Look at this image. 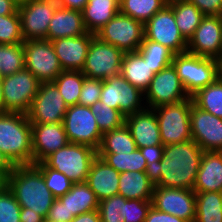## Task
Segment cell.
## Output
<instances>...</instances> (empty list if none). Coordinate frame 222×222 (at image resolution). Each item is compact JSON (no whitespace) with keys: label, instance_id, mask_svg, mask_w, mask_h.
<instances>
[{"label":"cell","instance_id":"1","mask_svg":"<svg viewBox=\"0 0 222 222\" xmlns=\"http://www.w3.org/2000/svg\"><path fill=\"white\" fill-rule=\"evenodd\" d=\"M203 152L194 140L165 145L161 161L151 171L154 185L193 190Z\"/></svg>","mask_w":222,"mask_h":222},{"label":"cell","instance_id":"2","mask_svg":"<svg viewBox=\"0 0 222 222\" xmlns=\"http://www.w3.org/2000/svg\"><path fill=\"white\" fill-rule=\"evenodd\" d=\"M7 187L14 194L21 208L47 218L56 199L45 184L41 170L35 164L16 165L7 176Z\"/></svg>","mask_w":222,"mask_h":222},{"label":"cell","instance_id":"3","mask_svg":"<svg viewBox=\"0 0 222 222\" xmlns=\"http://www.w3.org/2000/svg\"><path fill=\"white\" fill-rule=\"evenodd\" d=\"M31 138L26 114L0 112V150L14 166L33 164Z\"/></svg>","mask_w":222,"mask_h":222},{"label":"cell","instance_id":"4","mask_svg":"<svg viewBox=\"0 0 222 222\" xmlns=\"http://www.w3.org/2000/svg\"><path fill=\"white\" fill-rule=\"evenodd\" d=\"M96 157V149L69 142L42 162L47 167L63 173L73 183H79L86 182L87 175Z\"/></svg>","mask_w":222,"mask_h":222},{"label":"cell","instance_id":"5","mask_svg":"<svg viewBox=\"0 0 222 222\" xmlns=\"http://www.w3.org/2000/svg\"><path fill=\"white\" fill-rule=\"evenodd\" d=\"M172 64L190 97L219 77L218 61L214 58L184 52L175 54Z\"/></svg>","mask_w":222,"mask_h":222},{"label":"cell","instance_id":"6","mask_svg":"<svg viewBox=\"0 0 222 222\" xmlns=\"http://www.w3.org/2000/svg\"><path fill=\"white\" fill-rule=\"evenodd\" d=\"M192 102V98H189L154 108L164 146L192 140L190 126Z\"/></svg>","mask_w":222,"mask_h":222},{"label":"cell","instance_id":"7","mask_svg":"<svg viewBox=\"0 0 222 222\" xmlns=\"http://www.w3.org/2000/svg\"><path fill=\"white\" fill-rule=\"evenodd\" d=\"M40 83L34 74L26 68L12 75L4 76L2 112L27 115Z\"/></svg>","mask_w":222,"mask_h":222},{"label":"cell","instance_id":"8","mask_svg":"<svg viewBox=\"0 0 222 222\" xmlns=\"http://www.w3.org/2000/svg\"><path fill=\"white\" fill-rule=\"evenodd\" d=\"M104 43L125 52H136L145 37L144 24L118 12L107 24L95 33Z\"/></svg>","mask_w":222,"mask_h":222},{"label":"cell","instance_id":"9","mask_svg":"<svg viewBox=\"0 0 222 222\" xmlns=\"http://www.w3.org/2000/svg\"><path fill=\"white\" fill-rule=\"evenodd\" d=\"M144 100V93L121 74L102 80L100 102L120 111L125 117L145 109Z\"/></svg>","mask_w":222,"mask_h":222},{"label":"cell","instance_id":"10","mask_svg":"<svg viewBox=\"0 0 222 222\" xmlns=\"http://www.w3.org/2000/svg\"><path fill=\"white\" fill-rule=\"evenodd\" d=\"M62 124L70 143L99 149L103 134L90 107L80 104L68 107Z\"/></svg>","mask_w":222,"mask_h":222},{"label":"cell","instance_id":"11","mask_svg":"<svg viewBox=\"0 0 222 222\" xmlns=\"http://www.w3.org/2000/svg\"><path fill=\"white\" fill-rule=\"evenodd\" d=\"M124 52L104 43L96 36L92 39L82 73L91 79L106 80L120 74Z\"/></svg>","mask_w":222,"mask_h":222},{"label":"cell","instance_id":"12","mask_svg":"<svg viewBox=\"0 0 222 222\" xmlns=\"http://www.w3.org/2000/svg\"><path fill=\"white\" fill-rule=\"evenodd\" d=\"M25 68L40 82H53L63 71L51 41L27 40L23 43Z\"/></svg>","mask_w":222,"mask_h":222},{"label":"cell","instance_id":"13","mask_svg":"<svg viewBox=\"0 0 222 222\" xmlns=\"http://www.w3.org/2000/svg\"><path fill=\"white\" fill-rule=\"evenodd\" d=\"M189 98L173 64L155 73L144 93L146 107L152 109Z\"/></svg>","mask_w":222,"mask_h":222},{"label":"cell","instance_id":"14","mask_svg":"<svg viewBox=\"0 0 222 222\" xmlns=\"http://www.w3.org/2000/svg\"><path fill=\"white\" fill-rule=\"evenodd\" d=\"M144 30L146 39L162 44L174 54L187 52L188 41L180 33L168 4L144 24Z\"/></svg>","mask_w":222,"mask_h":222},{"label":"cell","instance_id":"15","mask_svg":"<svg viewBox=\"0 0 222 222\" xmlns=\"http://www.w3.org/2000/svg\"><path fill=\"white\" fill-rule=\"evenodd\" d=\"M68 106L53 82H41L27 113L31 124L62 123Z\"/></svg>","mask_w":222,"mask_h":222},{"label":"cell","instance_id":"16","mask_svg":"<svg viewBox=\"0 0 222 222\" xmlns=\"http://www.w3.org/2000/svg\"><path fill=\"white\" fill-rule=\"evenodd\" d=\"M57 7L56 0H30L18 6L24 41L46 39L49 23Z\"/></svg>","mask_w":222,"mask_h":222},{"label":"cell","instance_id":"17","mask_svg":"<svg viewBox=\"0 0 222 222\" xmlns=\"http://www.w3.org/2000/svg\"><path fill=\"white\" fill-rule=\"evenodd\" d=\"M152 206L188 222L196 217V195L191 189L154 186Z\"/></svg>","mask_w":222,"mask_h":222},{"label":"cell","instance_id":"18","mask_svg":"<svg viewBox=\"0 0 222 222\" xmlns=\"http://www.w3.org/2000/svg\"><path fill=\"white\" fill-rule=\"evenodd\" d=\"M190 126L192 140L203 151H222V118L200 109L192 102Z\"/></svg>","mask_w":222,"mask_h":222},{"label":"cell","instance_id":"19","mask_svg":"<svg viewBox=\"0 0 222 222\" xmlns=\"http://www.w3.org/2000/svg\"><path fill=\"white\" fill-rule=\"evenodd\" d=\"M222 16H205L189 39L187 52L201 57L220 59Z\"/></svg>","mask_w":222,"mask_h":222},{"label":"cell","instance_id":"20","mask_svg":"<svg viewBox=\"0 0 222 222\" xmlns=\"http://www.w3.org/2000/svg\"><path fill=\"white\" fill-rule=\"evenodd\" d=\"M94 37L95 34L88 32L51 41L63 71H82L89 45Z\"/></svg>","mask_w":222,"mask_h":222},{"label":"cell","instance_id":"21","mask_svg":"<svg viewBox=\"0 0 222 222\" xmlns=\"http://www.w3.org/2000/svg\"><path fill=\"white\" fill-rule=\"evenodd\" d=\"M33 164L42 162L69 143L62 123L31 124Z\"/></svg>","mask_w":222,"mask_h":222},{"label":"cell","instance_id":"22","mask_svg":"<svg viewBox=\"0 0 222 222\" xmlns=\"http://www.w3.org/2000/svg\"><path fill=\"white\" fill-rule=\"evenodd\" d=\"M125 124L129 128L137 148L163 145L154 109L146 107L142 111L127 115Z\"/></svg>","mask_w":222,"mask_h":222},{"label":"cell","instance_id":"23","mask_svg":"<svg viewBox=\"0 0 222 222\" xmlns=\"http://www.w3.org/2000/svg\"><path fill=\"white\" fill-rule=\"evenodd\" d=\"M119 177L120 173L97 155L87 175L86 183L100 202L118 195Z\"/></svg>","mask_w":222,"mask_h":222},{"label":"cell","instance_id":"24","mask_svg":"<svg viewBox=\"0 0 222 222\" xmlns=\"http://www.w3.org/2000/svg\"><path fill=\"white\" fill-rule=\"evenodd\" d=\"M88 33L82 11L58 6L49 23L46 40L80 36Z\"/></svg>","mask_w":222,"mask_h":222},{"label":"cell","instance_id":"25","mask_svg":"<svg viewBox=\"0 0 222 222\" xmlns=\"http://www.w3.org/2000/svg\"><path fill=\"white\" fill-rule=\"evenodd\" d=\"M194 192H222V151H204Z\"/></svg>","mask_w":222,"mask_h":222},{"label":"cell","instance_id":"26","mask_svg":"<svg viewBox=\"0 0 222 222\" xmlns=\"http://www.w3.org/2000/svg\"><path fill=\"white\" fill-rule=\"evenodd\" d=\"M118 185V195L125 199L152 200L155 185L151 172H121Z\"/></svg>","mask_w":222,"mask_h":222},{"label":"cell","instance_id":"27","mask_svg":"<svg viewBox=\"0 0 222 222\" xmlns=\"http://www.w3.org/2000/svg\"><path fill=\"white\" fill-rule=\"evenodd\" d=\"M120 74L143 93L155 75L151 66L138 51L124 53Z\"/></svg>","mask_w":222,"mask_h":222},{"label":"cell","instance_id":"28","mask_svg":"<svg viewBox=\"0 0 222 222\" xmlns=\"http://www.w3.org/2000/svg\"><path fill=\"white\" fill-rule=\"evenodd\" d=\"M120 0H88L82 10L88 32L95 34L119 12Z\"/></svg>","mask_w":222,"mask_h":222},{"label":"cell","instance_id":"29","mask_svg":"<svg viewBox=\"0 0 222 222\" xmlns=\"http://www.w3.org/2000/svg\"><path fill=\"white\" fill-rule=\"evenodd\" d=\"M65 204L69 216L98 210L99 201L86 182L73 183L71 189L58 198Z\"/></svg>","mask_w":222,"mask_h":222},{"label":"cell","instance_id":"30","mask_svg":"<svg viewBox=\"0 0 222 222\" xmlns=\"http://www.w3.org/2000/svg\"><path fill=\"white\" fill-rule=\"evenodd\" d=\"M168 5L173 9L180 33L189 41L205 15L187 0H169Z\"/></svg>","mask_w":222,"mask_h":222},{"label":"cell","instance_id":"31","mask_svg":"<svg viewBox=\"0 0 222 222\" xmlns=\"http://www.w3.org/2000/svg\"><path fill=\"white\" fill-rule=\"evenodd\" d=\"M137 149L136 143L128 126L124 123L102 135V141L97 153H132Z\"/></svg>","mask_w":222,"mask_h":222},{"label":"cell","instance_id":"32","mask_svg":"<svg viewBox=\"0 0 222 222\" xmlns=\"http://www.w3.org/2000/svg\"><path fill=\"white\" fill-rule=\"evenodd\" d=\"M194 222H222V192H195Z\"/></svg>","mask_w":222,"mask_h":222},{"label":"cell","instance_id":"33","mask_svg":"<svg viewBox=\"0 0 222 222\" xmlns=\"http://www.w3.org/2000/svg\"><path fill=\"white\" fill-rule=\"evenodd\" d=\"M169 0H120L119 12L145 24L158 11L162 10Z\"/></svg>","mask_w":222,"mask_h":222},{"label":"cell","instance_id":"34","mask_svg":"<svg viewBox=\"0 0 222 222\" xmlns=\"http://www.w3.org/2000/svg\"><path fill=\"white\" fill-rule=\"evenodd\" d=\"M191 98L200 109L222 118V80L219 77L210 85L199 89Z\"/></svg>","mask_w":222,"mask_h":222},{"label":"cell","instance_id":"35","mask_svg":"<svg viewBox=\"0 0 222 222\" xmlns=\"http://www.w3.org/2000/svg\"><path fill=\"white\" fill-rule=\"evenodd\" d=\"M97 155L119 173L126 171L151 172L138 148L128 154L97 153Z\"/></svg>","mask_w":222,"mask_h":222},{"label":"cell","instance_id":"36","mask_svg":"<svg viewBox=\"0 0 222 222\" xmlns=\"http://www.w3.org/2000/svg\"><path fill=\"white\" fill-rule=\"evenodd\" d=\"M85 77L82 71H62L53 81L68 107L78 104Z\"/></svg>","mask_w":222,"mask_h":222},{"label":"cell","instance_id":"37","mask_svg":"<svg viewBox=\"0 0 222 222\" xmlns=\"http://www.w3.org/2000/svg\"><path fill=\"white\" fill-rule=\"evenodd\" d=\"M138 52L142 55L145 61L151 66L154 73H158L165 67L172 64L174 53L167 47L148 40L144 37Z\"/></svg>","mask_w":222,"mask_h":222},{"label":"cell","instance_id":"38","mask_svg":"<svg viewBox=\"0 0 222 222\" xmlns=\"http://www.w3.org/2000/svg\"><path fill=\"white\" fill-rule=\"evenodd\" d=\"M24 68L23 43L0 44V75H12Z\"/></svg>","mask_w":222,"mask_h":222},{"label":"cell","instance_id":"39","mask_svg":"<svg viewBox=\"0 0 222 222\" xmlns=\"http://www.w3.org/2000/svg\"><path fill=\"white\" fill-rule=\"evenodd\" d=\"M102 134L109 132L125 123V116L118 110L100 101L90 107Z\"/></svg>","mask_w":222,"mask_h":222},{"label":"cell","instance_id":"40","mask_svg":"<svg viewBox=\"0 0 222 222\" xmlns=\"http://www.w3.org/2000/svg\"><path fill=\"white\" fill-rule=\"evenodd\" d=\"M126 201L121 195H114L99 202L101 222H125Z\"/></svg>","mask_w":222,"mask_h":222},{"label":"cell","instance_id":"41","mask_svg":"<svg viewBox=\"0 0 222 222\" xmlns=\"http://www.w3.org/2000/svg\"><path fill=\"white\" fill-rule=\"evenodd\" d=\"M35 165L41 170L45 184L55 198L65 195L71 189L73 182L63 173L47 167L43 162Z\"/></svg>","mask_w":222,"mask_h":222},{"label":"cell","instance_id":"42","mask_svg":"<svg viewBox=\"0 0 222 222\" xmlns=\"http://www.w3.org/2000/svg\"><path fill=\"white\" fill-rule=\"evenodd\" d=\"M24 43L18 10L11 15H0V44Z\"/></svg>","mask_w":222,"mask_h":222},{"label":"cell","instance_id":"43","mask_svg":"<svg viewBox=\"0 0 222 222\" xmlns=\"http://www.w3.org/2000/svg\"><path fill=\"white\" fill-rule=\"evenodd\" d=\"M21 206L12 191L6 186L0 190V222H21Z\"/></svg>","mask_w":222,"mask_h":222},{"label":"cell","instance_id":"44","mask_svg":"<svg viewBox=\"0 0 222 222\" xmlns=\"http://www.w3.org/2000/svg\"><path fill=\"white\" fill-rule=\"evenodd\" d=\"M101 92L102 80L85 77L78 104L87 107L93 106L96 102L100 101Z\"/></svg>","mask_w":222,"mask_h":222},{"label":"cell","instance_id":"45","mask_svg":"<svg viewBox=\"0 0 222 222\" xmlns=\"http://www.w3.org/2000/svg\"><path fill=\"white\" fill-rule=\"evenodd\" d=\"M152 200L127 199L125 222H145Z\"/></svg>","mask_w":222,"mask_h":222},{"label":"cell","instance_id":"46","mask_svg":"<svg viewBox=\"0 0 222 222\" xmlns=\"http://www.w3.org/2000/svg\"><path fill=\"white\" fill-rule=\"evenodd\" d=\"M205 16H222V0H187Z\"/></svg>","mask_w":222,"mask_h":222},{"label":"cell","instance_id":"47","mask_svg":"<svg viewBox=\"0 0 222 222\" xmlns=\"http://www.w3.org/2000/svg\"><path fill=\"white\" fill-rule=\"evenodd\" d=\"M75 216H69L68 209L65 204L58 198L53 201L47 218L54 222H70Z\"/></svg>","mask_w":222,"mask_h":222},{"label":"cell","instance_id":"48","mask_svg":"<svg viewBox=\"0 0 222 222\" xmlns=\"http://www.w3.org/2000/svg\"><path fill=\"white\" fill-rule=\"evenodd\" d=\"M146 160L148 168L152 171L163 156L164 145H155L138 148Z\"/></svg>","mask_w":222,"mask_h":222},{"label":"cell","instance_id":"49","mask_svg":"<svg viewBox=\"0 0 222 222\" xmlns=\"http://www.w3.org/2000/svg\"><path fill=\"white\" fill-rule=\"evenodd\" d=\"M145 222H188L177 216L162 212L157 210L155 207L151 206Z\"/></svg>","mask_w":222,"mask_h":222},{"label":"cell","instance_id":"50","mask_svg":"<svg viewBox=\"0 0 222 222\" xmlns=\"http://www.w3.org/2000/svg\"><path fill=\"white\" fill-rule=\"evenodd\" d=\"M44 217L38 213H34L30 208H21L20 221L21 222H43Z\"/></svg>","mask_w":222,"mask_h":222},{"label":"cell","instance_id":"51","mask_svg":"<svg viewBox=\"0 0 222 222\" xmlns=\"http://www.w3.org/2000/svg\"><path fill=\"white\" fill-rule=\"evenodd\" d=\"M56 1L58 3V6L79 11H82L83 8L88 3V0H56Z\"/></svg>","mask_w":222,"mask_h":222},{"label":"cell","instance_id":"52","mask_svg":"<svg viewBox=\"0 0 222 222\" xmlns=\"http://www.w3.org/2000/svg\"><path fill=\"white\" fill-rule=\"evenodd\" d=\"M70 222H101L98 210L80 214L74 217Z\"/></svg>","mask_w":222,"mask_h":222},{"label":"cell","instance_id":"53","mask_svg":"<svg viewBox=\"0 0 222 222\" xmlns=\"http://www.w3.org/2000/svg\"><path fill=\"white\" fill-rule=\"evenodd\" d=\"M17 10L18 5L12 0H0V15H11L14 14Z\"/></svg>","mask_w":222,"mask_h":222},{"label":"cell","instance_id":"54","mask_svg":"<svg viewBox=\"0 0 222 222\" xmlns=\"http://www.w3.org/2000/svg\"><path fill=\"white\" fill-rule=\"evenodd\" d=\"M14 165L8 160V158L0 150V171L7 177L13 170Z\"/></svg>","mask_w":222,"mask_h":222},{"label":"cell","instance_id":"55","mask_svg":"<svg viewBox=\"0 0 222 222\" xmlns=\"http://www.w3.org/2000/svg\"><path fill=\"white\" fill-rule=\"evenodd\" d=\"M7 186V177L0 171V190Z\"/></svg>","mask_w":222,"mask_h":222},{"label":"cell","instance_id":"56","mask_svg":"<svg viewBox=\"0 0 222 222\" xmlns=\"http://www.w3.org/2000/svg\"><path fill=\"white\" fill-rule=\"evenodd\" d=\"M3 76L0 75V112H2V104H3Z\"/></svg>","mask_w":222,"mask_h":222},{"label":"cell","instance_id":"57","mask_svg":"<svg viewBox=\"0 0 222 222\" xmlns=\"http://www.w3.org/2000/svg\"><path fill=\"white\" fill-rule=\"evenodd\" d=\"M218 74L219 78L222 80V59H218Z\"/></svg>","mask_w":222,"mask_h":222},{"label":"cell","instance_id":"58","mask_svg":"<svg viewBox=\"0 0 222 222\" xmlns=\"http://www.w3.org/2000/svg\"><path fill=\"white\" fill-rule=\"evenodd\" d=\"M12 1L19 6L21 4H25V3L29 2L30 0H12Z\"/></svg>","mask_w":222,"mask_h":222},{"label":"cell","instance_id":"59","mask_svg":"<svg viewBox=\"0 0 222 222\" xmlns=\"http://www.w3.org/2000/svg\"><path fill=\"white\" fill-rule=\"evenodd\" d=\"M43 222H54V221H51L48 218H44Z\"/></svg>","mask_w":222,"mask_h":222},{"label":"cell","instance_id":"60","mask_svg":"<svg viewBox=\"0 0 222 222\" xmlns=\"http://www.w3.org/2000/svg\"><path fill=\"white\" fill-rule=\"evenodd\" d=\"M220 59H222V41H221Z\"/></svg>","mask_w":222,"mask_h":222}]
</instances>
